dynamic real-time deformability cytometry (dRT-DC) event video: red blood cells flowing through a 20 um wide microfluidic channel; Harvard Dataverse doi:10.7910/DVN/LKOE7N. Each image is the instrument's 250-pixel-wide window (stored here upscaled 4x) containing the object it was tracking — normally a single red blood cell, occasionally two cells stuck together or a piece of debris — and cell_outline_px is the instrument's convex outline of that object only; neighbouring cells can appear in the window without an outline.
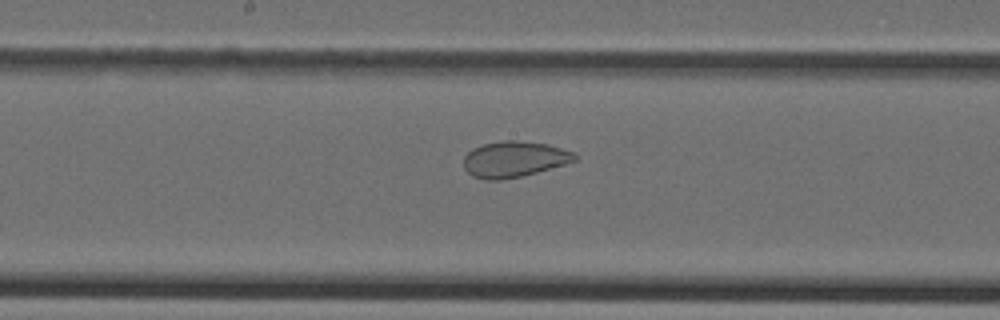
{"species": "Egyptian fruit bat (a non-hibernating species)", "species_latin": "Rousettus aegyptiacus", "temperature_condition": "cold", "stored_images_in_passage": 46, "camera_frame_rate_fps": 3000, "um_per_image_px": 0.085, "animal": {"sex": "female"}, "frame": {"image": 1, "passage_image": 24, "time_ms": 7.667, "image_size_px": [1000, 320], "cell_outline_px": [[576, 160], [564, 164], [536, 172], [520, 176], [500, 180], [484, 180], [472, 176], [464, 168], [464, 156], [472, 148], [484, 144], [500, 140], [516, 140], [548, 144], [576, 152]], "centroid_in_image_um": [43.68, 13.52], "position_along_channel_um": 204.5, "area_um2": 23.24}}
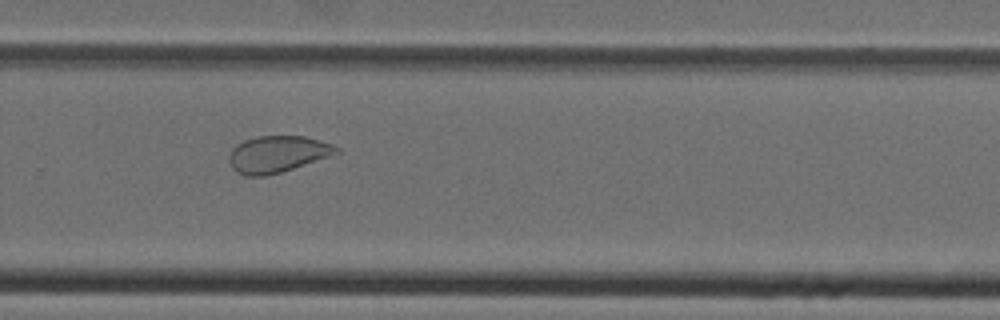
{"frame": {"image": 2, "passage_image": 31, "time_ms": 10.0, "image_size_px": [1000, 320], "cell_outline_px": [[340, 152], [332, 156], [280, 172], [264, 176], [244, 176], [236, 172], [232, 168], [228, 160], [228, 156], [232, 148], [236, 144], [244, 140], [256, 136], [304, 136], [332, 144], [340, 148]], "centroid_in_image_um": [23.56, 13.1], "position_along_channel_um": 306.2, "area_um2": 23.06}}
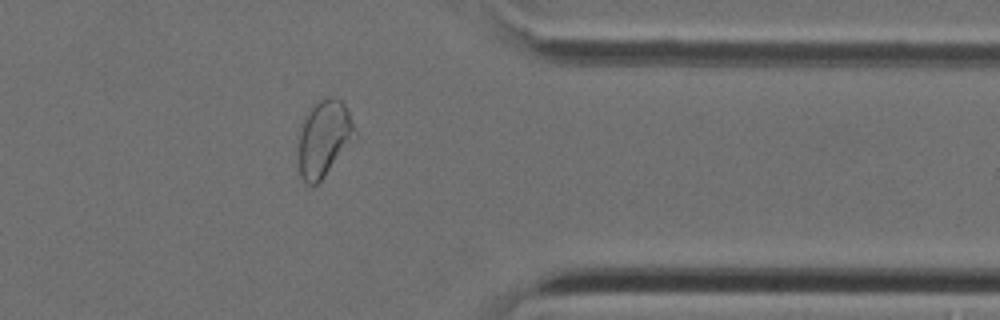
{"frame": {"image": 3, "passage_image": 37, "time_ms": 12.0, "image_size_px": [1000, 320], "cell_outline_px": [[356, 136], [324, 176], [312, 188], [300, 176], [296, 160], [296, 152], [300, 128], [304, 116], [320, 100], [332, 96], [340, 100], [344, 104], [348, 112], [356, 132]], "centroid_in_image_um": [27.47, 11.8], "position_along_channel_um": 383.9, "area_um2": 25.14}}